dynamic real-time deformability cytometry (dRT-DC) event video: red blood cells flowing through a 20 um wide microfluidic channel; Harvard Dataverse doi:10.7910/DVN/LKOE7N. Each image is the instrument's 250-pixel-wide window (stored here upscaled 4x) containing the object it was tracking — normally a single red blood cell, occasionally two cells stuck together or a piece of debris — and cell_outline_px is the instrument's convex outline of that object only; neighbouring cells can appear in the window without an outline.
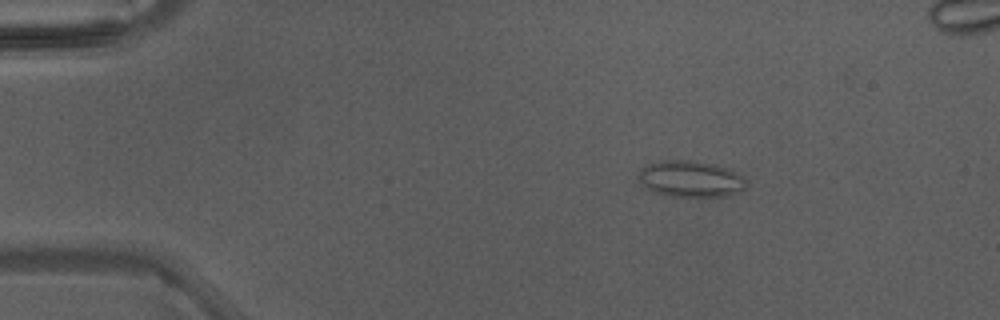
{"species": "Egyptian fruit bat (a non-hibernating species)", "species_latin": "Rousettus aegyptiacus", "temperature_condition": "warm", "stored_images_in_passage": 44, "camera_frame_rate_fps": 3000, "um_per_image_px": 0.085, "animal": {"sex": "male"}, "frame": {"image": 1, "passage_image": 5, "time_ms": 1.333, "image_size_px": [1000, 320], "cell_outline_px": [[748, 180], [744, 188], [740, 192], [724, 196], [668, 196], [652, 192], [640, 180], [640, 172], [648, 164], [668, 160], [692, 160], [712, 164], [724, 168], [744, 176]], "centroid_in_image_um": [58.75, 15.22], "position_along_channel_um": 26.3, "area_um2": 22.43}}
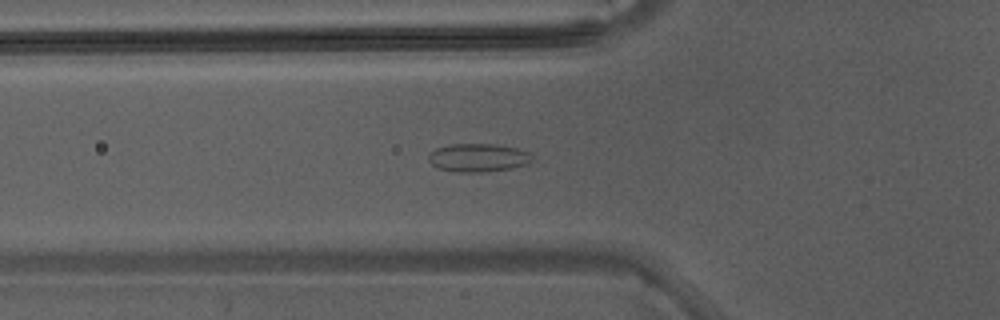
{"frame": {"image": 2, "passage_image": 14, "time_ms": 4.333, "image_size_px": [1000, 320], "cell_outline_px": [[532, 160], [528, 164], [512, 168], [484, 172], [456, 172], [440, 168], [432, 164], [428, 160], [428, 156], [436, 148], [452, 144], [496, 144], [516, 148], [528, 152], [532, 156]], "centroid_in_image_um": [40.66, 13.4], "position_along_channel_um": 85.1, "area_um2": 16.99}}
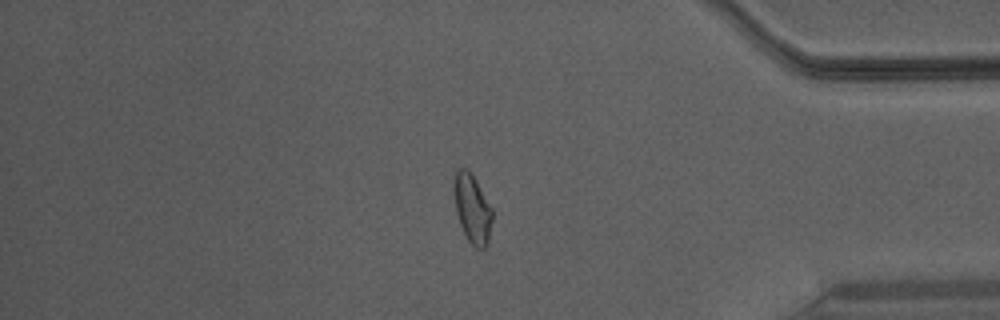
{"frame": {"image": 3, "passage_image": 36, "time_ms": 11.667, "image_size_px": [1000, 320], "cell_outline_px": [[492, 220], [488, 244], [484, 248], [476, 248], [468, 240], [460, 224], [456, 212], [452, 184], [456, 172], [460, 168], [468, 168], [472, 172], [492, 208]], "centroid_in_image_um": [40.14, 17.69], "position_along_channel_um": 395.1, "area_um2": 15.55}}